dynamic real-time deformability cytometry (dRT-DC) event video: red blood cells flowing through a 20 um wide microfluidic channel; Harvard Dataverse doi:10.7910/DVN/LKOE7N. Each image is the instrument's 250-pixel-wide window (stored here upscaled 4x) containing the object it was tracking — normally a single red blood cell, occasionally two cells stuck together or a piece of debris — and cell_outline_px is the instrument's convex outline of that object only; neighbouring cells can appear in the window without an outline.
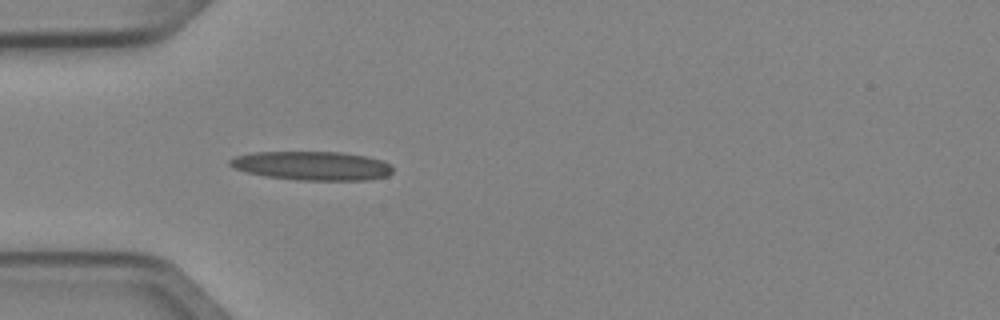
{"species": "Egyptian fruit bat (a non-hibernating species)", "species_latin": "Rousettus aegyptiacus", "temperature_condition": "cold", "stored_images_in_passage": 1, "camera_frame_rate_fps": 3000, "um_per_image_px": 0.085, "animal": {"sex": "female"}, "frame": {"image": 1, "passage_image": 1, "time_ms": 0.0, "image_size_px": [1000, 320], "cell_outline_px": [[392, 172], [388, 176], [368, 180], [296, 180], [268, 176], [244, 172], [232, 168], [228, 164], [228, 160], [236, 156], [252, 152], [340, 152], [364, 156], [380, 160], [388, 164], [392, 168]], "centroid_in_image_um": [26.47, 14.09], "position_along_channel_um": 58.5, "area_um2": 27.4}}